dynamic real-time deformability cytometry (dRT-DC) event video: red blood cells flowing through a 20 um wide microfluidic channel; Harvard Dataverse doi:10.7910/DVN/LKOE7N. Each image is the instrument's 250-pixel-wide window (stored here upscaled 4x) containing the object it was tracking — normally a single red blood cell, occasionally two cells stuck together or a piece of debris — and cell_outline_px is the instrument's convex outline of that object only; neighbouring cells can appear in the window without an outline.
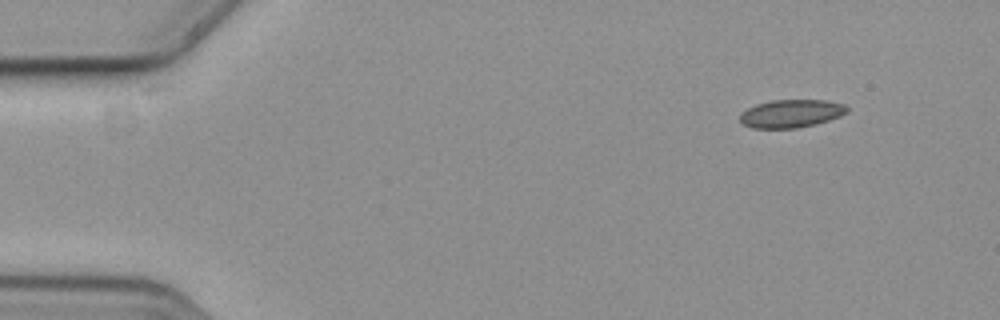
{"species": "common noctule bat (a hibernating species)", "species_latin": "Nyctalus noctula", "temperature_condition": "cold", "stored_images_in_passage": 53, "camera_frame_rate_fps": 3000, "um_per_image_px": 0.085, "animal": {"sex": "female", "body_mass_g": 19.3, "forearm_length_mm": 54.1}, "frame": {"image": 1, "passage_image": 1, "time_ms": 0.0, "image_size_px": [1000, 320], "cell_outline_px": [[848, 112], [840, 116], [816, 124], [796, 128], [752, 128], [744, 124], [740, 120], [740, 112], [756, 104], [772, 100], [824, 100], [844, 104], [848, 108]], "centroid_in_image_um": [67.24, 9.65], "position_along_channel_um": 17.8, "area_um2": 17.46}}
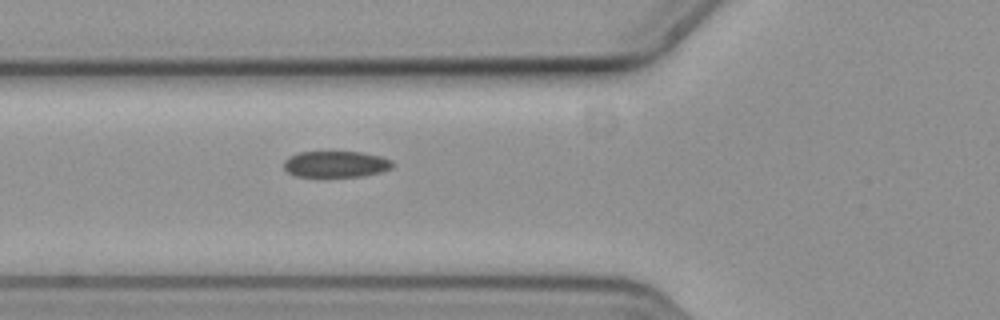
{"frame": {"image": 2, "passage_image": 16, "time_ms": 5.0, "image_size_px": [1000, 320], "cell_outline_px": [[392, 168], [380, 172], [360, 176], [296, 176], [288, 172], [284, 168], [284, 160], [288, 156], [300, 152], [360, 152], [380, 156], [392, 160]], "centroid_in_image_um": [28.53, 13.94], "position_along_channel_um": 97.3, "area_um2": 16.47}}
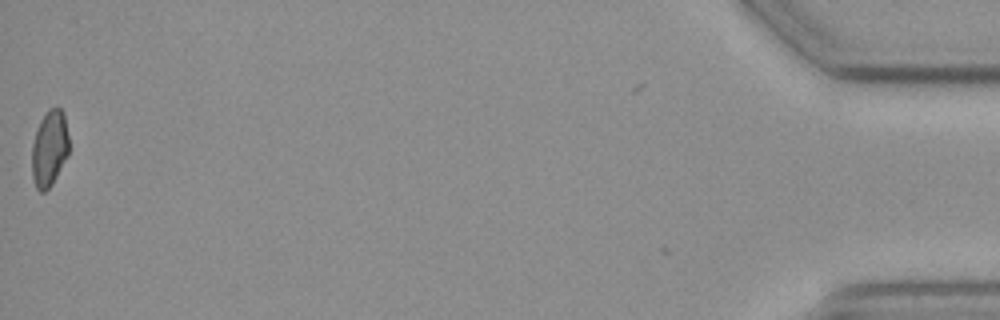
{"frame": {"image": 3, "passage_image": 52, "time_ms": 17.0, "image_size_px": [1000, 320], "cell_outline_px": [[68, 156], [52, 184], [44, 192], [40, 192], [36, 188], [32, 176], [32, 144], [36, 128], [40, 120], [48, 108], [60, 108], [64, 112], [68, 136]], "centroid_in_image_um": [4.19, 12.6], "position_along_channel_um": 431.0, "area_um2": 16.59}, "authors_computed_cell_mechanics": {"area_um2": 17.4556, "velocity_mm_per_s": 3.6398, "shape_relaxation_time_tau1_ms": 7.2616, "shape_relaxation_time_tau2_ms": 8.0352, "deformation_change_tau1": 0.0992, "deformation_change_tau2": 0.1156}}